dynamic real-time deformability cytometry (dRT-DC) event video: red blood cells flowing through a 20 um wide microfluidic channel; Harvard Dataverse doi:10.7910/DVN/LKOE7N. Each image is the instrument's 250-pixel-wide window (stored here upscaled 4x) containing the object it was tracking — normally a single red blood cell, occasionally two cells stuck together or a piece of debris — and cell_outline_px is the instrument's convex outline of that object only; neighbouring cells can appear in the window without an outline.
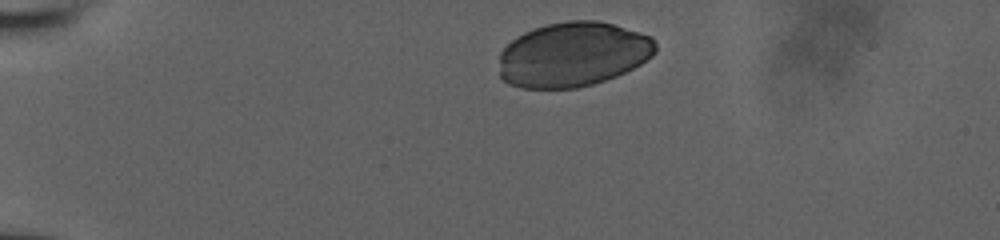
{"species": "human", "species_latin": "Homo sapiens", "temperature_condition": "room temperature", "stored_images_in_passage": 25, "camera_frame_rate_fps": 3000, "um_per_image_px": 0.085, "donor": {"sex": "male"}, "frame": {"image": 1, "passage_image": 1, "time_ms": 0.0, "image_size_px": [1000, 240], "cell_outline_px": [[656, 52], [652, 56], [640, 64], [616, 76], [592, 84], [576, 88], [520, 88], [508, 84], [500, 76], [500, 52], [516, 36], [524, 32], [548, 24], [568, 20], [600, 20], [652, 36], [656, 44]], "centroid_in_image_um": [48.7, 4.62], "position_along_channel_um": 36.3, "area_um2": 59.01}}